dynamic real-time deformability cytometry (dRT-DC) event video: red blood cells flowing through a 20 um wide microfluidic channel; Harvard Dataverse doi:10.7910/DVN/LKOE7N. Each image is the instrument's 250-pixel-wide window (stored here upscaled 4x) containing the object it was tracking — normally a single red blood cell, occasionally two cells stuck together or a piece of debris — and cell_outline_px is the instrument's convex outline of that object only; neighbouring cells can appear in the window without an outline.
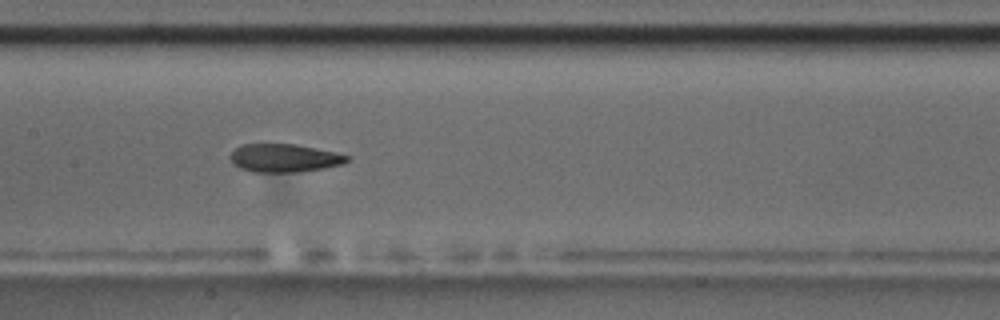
{"species": "common noctule bat (a hibernating species)", "species_latin": "Nyctalus noctula", "temperature_condition": "room temperature", "stored_images_in_passage": 15, "camera_frame_rate_fps": 3000, "um_per_image_px": 0.085, "animal": {"sex": "male", "body_mass_g": 17.5, "forearm_length_mm": 52.3}, "frame": {"image": 1, "passage_image": 7, "time_ms": 6.667, "image_size_px": [1000, 320], "cell_outline_px": [[348, 160], [344, 164], [324, 168], [292, 172], [252, 172], [240, 168], [232, 164], [228, 156], [236, 148], [244, 144], [296, 144], [336, 152], [348, 156]], "centroid_in_image_um": [24.13, 13.43], "position_along_channel_um": 183.3, "area_um2": 19.19}, "authors_computed_cell_mechanics": {"area_um2": 20.23, "velocity_mm_per_s": 3.5521, "shape_relaxation_time_tau1_ms": null, "shape_relaxation_time_tau2_ms": 2.1872, "deformation_change_tau1": null, "deformation_change_tau2": 0.0844}}